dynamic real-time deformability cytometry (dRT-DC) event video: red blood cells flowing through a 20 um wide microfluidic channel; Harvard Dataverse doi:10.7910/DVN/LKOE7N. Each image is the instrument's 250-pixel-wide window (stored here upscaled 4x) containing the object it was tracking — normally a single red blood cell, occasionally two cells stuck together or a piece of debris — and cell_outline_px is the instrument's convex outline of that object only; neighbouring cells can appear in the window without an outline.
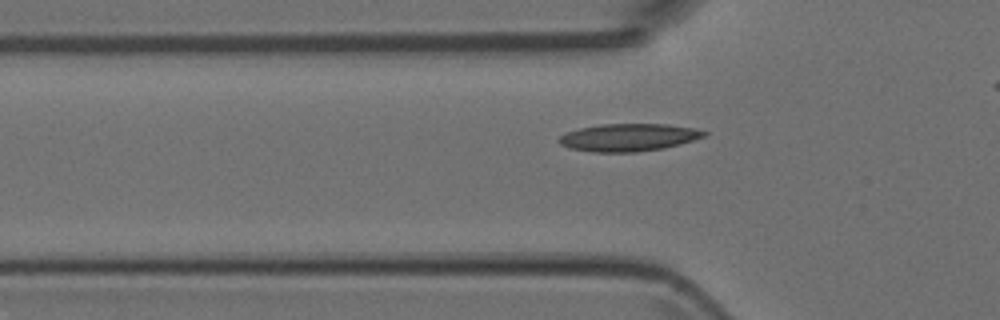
{"species": "Egyptian fruit bat (a non-hibernating species)", "species_latin": "Rousettus aegyptiacus", "temperature_condition": "room temperature", "stored_images_in_passage": 31, "camera_frame_rate_fps": 3000, "um_per_image_px": 0.085, "animal": {"sex": "female"}, "frame": {"image": 1, "passage_image": 3, "time_ms": 0.667, "image_size_px": [1000, 320], "cell_outline_px": [[708, 132], [704, 136], [680, 144], [664, 148], [636, 152], [592, 152], [568, 148], [560, 144], [556, 140], [560, 136], [568, 132], [580, 128], [600, 124], [668, 124], [696, 128]], "centroid_in_image_um": [53.41, 11.68], "position_along_channel_um": 72.4, "area_um2": 23.35}}
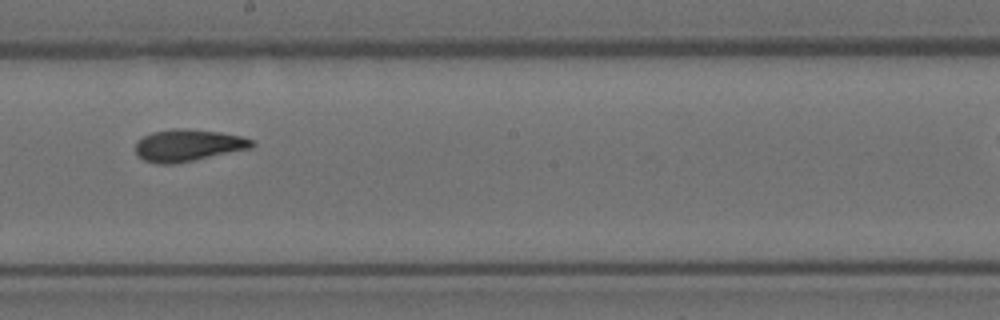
{"frame": {"image": 2, "passage_image": 15, "time_ms": 4.667, "image_size_px": [1000, 320], "cell_outline_px": [[256, 144], [252, 148], [172, 164], [156, 164], [144, 160], [136, 156], [136, 144], [144, 136], [152, 132], [172, 128], [184, 128], [220, 132], [240, 136], [256, 140]], "centroid_in_image_um": [16.0, 12.34], "position_along_channel_um": 232.2, "area_um2": 21.68}}
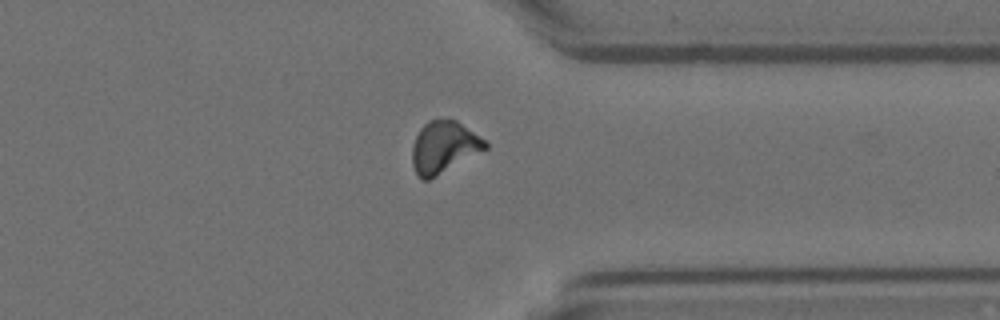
{"frame": {"image": 3, "passage_image": 26, "time_ms": 8.333, "image_size_px": [1000, 320], "cell_outline_px": [[488, 148], [436, 176], [428, 180], [424, 180], [416, 172], [412, 164], [412, 144], [420, 128], [428, 120], [456, 120], [484, 140], [488, 144]], "centroid_in_image_um": [37.7, 12.51], "position_along_channel_um": 373.7, "area_um2": 21.68}}